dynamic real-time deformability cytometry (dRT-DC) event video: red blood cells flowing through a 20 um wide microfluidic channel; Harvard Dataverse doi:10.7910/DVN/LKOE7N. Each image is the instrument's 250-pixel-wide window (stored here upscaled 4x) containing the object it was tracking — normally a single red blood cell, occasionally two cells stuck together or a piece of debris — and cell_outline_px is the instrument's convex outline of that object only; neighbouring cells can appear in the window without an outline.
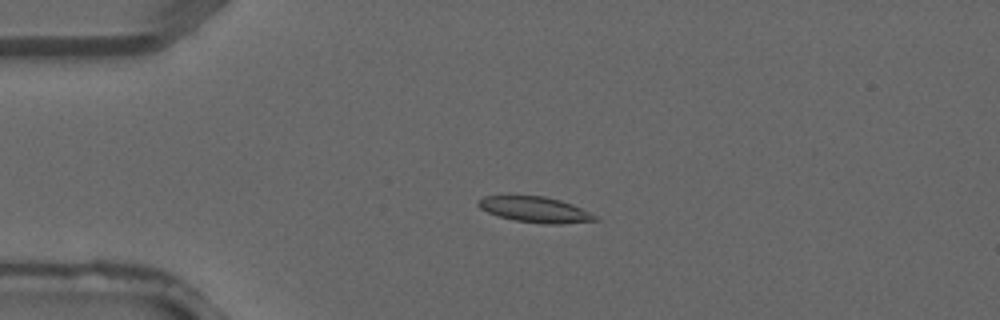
{"species": "common noctule bat (a hibernating species)", "species_latin": "Nyctalus noctula", "temperature_condition": "warm", "stored_images_in_passage": 3, "camera_frame_rate_fps": 3000, "um_per_image_px": 0.085, "animal": {"sex": "male", "forearm_length_mm": 52.5}, "frame": {"image": 1, "passage_image": 3, "time_ms": 0.667, "image_size_px": [1000, 320], "cell_outline_px": [[600, 220], [560, 224], [544, 224], [516, 220], [496, 216], [480, 208], [476, 204], [476, 200], [484, 196], [544, 196], [560, 200], [572, 204], [596, 216]], "centroid_in_image_um": [45.44, 17.81], "position_along_channel_um": 39.6, "area_um2": 17.4}}